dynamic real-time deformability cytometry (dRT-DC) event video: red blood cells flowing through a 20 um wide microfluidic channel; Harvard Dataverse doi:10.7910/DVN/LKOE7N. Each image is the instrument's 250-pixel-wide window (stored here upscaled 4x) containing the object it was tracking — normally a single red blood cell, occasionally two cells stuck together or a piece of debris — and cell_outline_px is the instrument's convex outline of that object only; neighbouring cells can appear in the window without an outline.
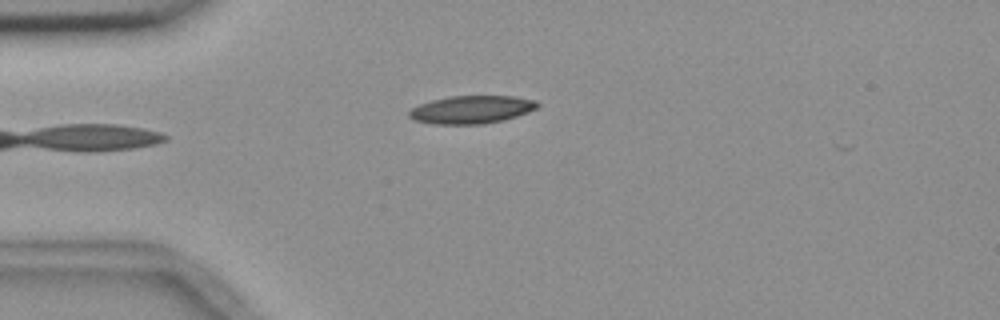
{"species": "common noctule bat (a hibernating species)", "species_latin": "Nyctalus noctula", "temperature_condition": "room temperature", "stored_images_in_passage": 12, "camera_frame_rate_fps": 3000, "um_per_image_px": 0.085, "animal": {"sex": "female", "body_mass_g": 18.4}, "frame": {"image": 1, "passage_image": 1, "time_ms": 0.0, "image_size_px": [1000, 320], "cell_outline_px": [[540, 104], [536, 108], [528, 112], [504, 120], [484, 124], [432, 124], [412, 120], [408, 116], [408, 112], [412, 108], [420, 104], [432, 100], [452, 96], [512, 96], [536, 100]], "centroid_in_image_um": [40.06, 9.32], "position_along_channel_um": 44.9, "area_um2": 20.92}}
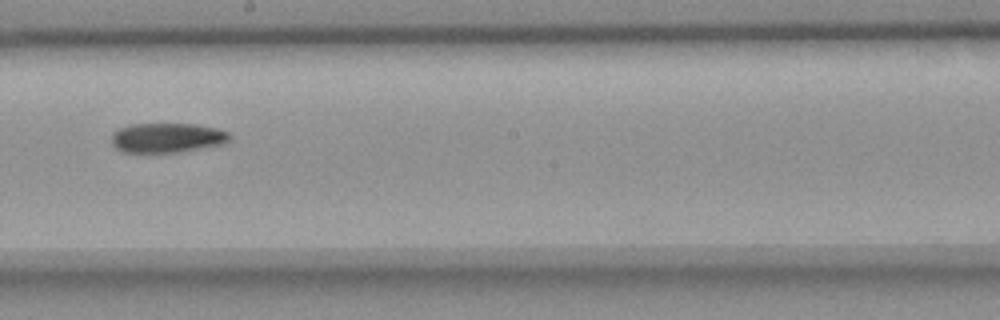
{"frame": {"image": 2, "passage_image": 6, "time_ms": 5.667, "image_size_px": [1000, 320], "cell_outline_px": [[232, 136], [228, 140], [220, 144], [180, 152], [124, 152], [116, 148], [112, 144], [112, 132], [120, 128], [132, 124], [196, 124], [220, 128], [228, 132]], "centroid_in_image_um": [14.21, 11.7], "position_along_channel_um": 234.0, "area_um2": 20.35}}
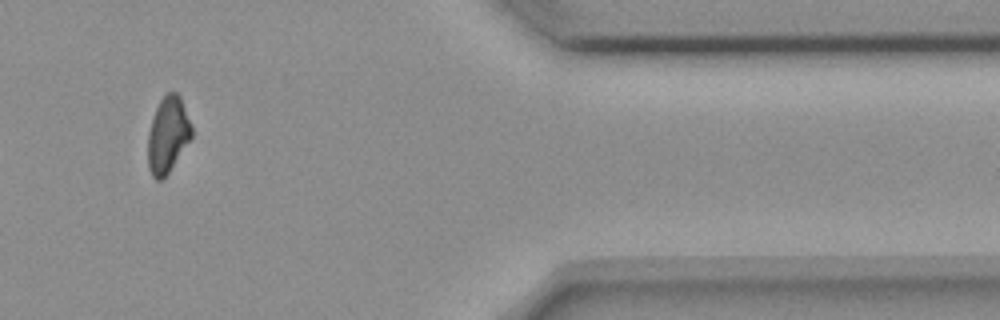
{"frame": {"image": 3, "passage_image": 10, "time_ms": 11.0, "image_size_px": [1000, 320], "cell_outline_px": [[192, 136], [168, 172], [160, 180], [156, 180], [152, 176], [148, 168], [148, 132], [156, 108], [160, 100], [168, 92], [176, 92], [180, 96], [192, 124]], "centroid_in_image_um": [14.26, 11.44], "position_along_channel_um": 397.1, "area_um2": 19.13}}